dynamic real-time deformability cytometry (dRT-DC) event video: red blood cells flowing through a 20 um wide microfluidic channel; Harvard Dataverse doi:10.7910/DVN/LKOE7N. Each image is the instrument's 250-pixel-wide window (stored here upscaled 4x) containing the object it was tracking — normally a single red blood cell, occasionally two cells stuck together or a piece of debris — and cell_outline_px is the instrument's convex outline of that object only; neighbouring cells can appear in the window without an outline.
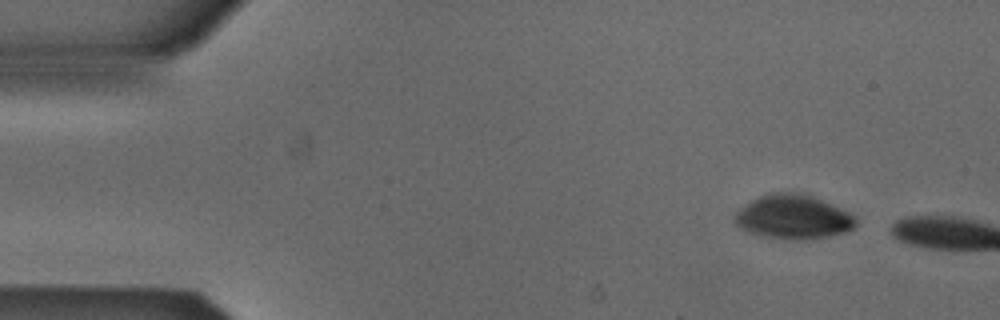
{"species": "Egyptian fruit bat (a non-hibernating species)", "species_latin": "Rousettus aegyptiacus", "temperature_condition": "cold", "stored_images_in_passage": 2, "camera_frame_rate_fps": 3000, "um_per_image_px": 0.085, "animal": {"sex": "male"}, "frame": {"image": 1, "passage_image": 1, "time_ms": 0.0, "image_size_px": [1000, 320], "cell_outline_px": [[856, 228], [848, 232], [812, 240], [788, 240], [760, 236], [748, 232], [740, 228], [736, 224], [736, 212], [740, 208], [752, 200], [760, 196], [772, 192], [792, 192], [808, 196], [820, 200], [840, 208], [856, 216]], "centroid_in_image_um": [67.45, 18.48], "position_along_channel_um": 17.6, "area_um2": 31.21}}